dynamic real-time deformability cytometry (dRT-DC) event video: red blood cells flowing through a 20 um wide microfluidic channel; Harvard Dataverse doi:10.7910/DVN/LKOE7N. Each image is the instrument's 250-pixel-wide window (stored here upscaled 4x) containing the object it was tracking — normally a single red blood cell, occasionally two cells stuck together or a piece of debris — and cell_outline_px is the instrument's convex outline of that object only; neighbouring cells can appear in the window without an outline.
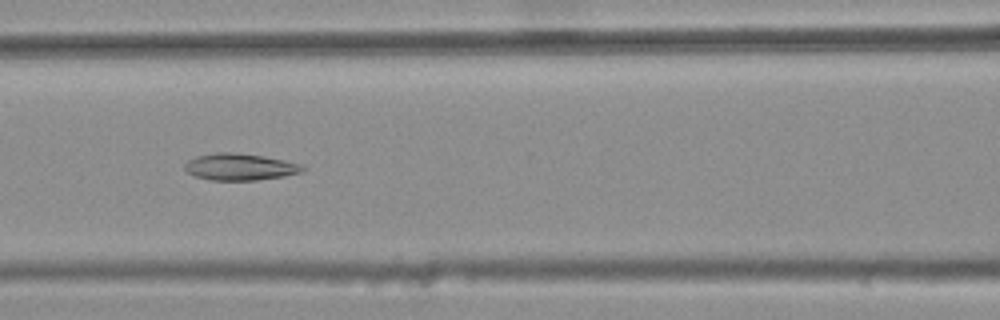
{"species": "common noctule bat (a hibernating species)", "species_latin": "Nyctalus noctula", "temperature_condition": "warm", "stored_images_in_passage": 42, "camera_frame_rate_fps": 3000, "um_per_image_px": 0.085, "animal": {"sex": "female", "body_mass_g": 25.1}, "frame": {"image": 1, "passage_image": 19, "time_ms": 6.0, "image_size_px": [1000, 320], "cell_outline_px": [[308, 168], [300, 172], [284, 176], [256, 180], [212, 180], [196, 176], [188, 172], [184, 168], [184, 164], [188, 160], [196, 156], [216, 152], [232, 152], [264, 156], [284, 160], [300, 164]], "centroid_in_image_um": [20.39, 14.18], "position_along_channel_um": 146.2, "area_um2": 18.32}}
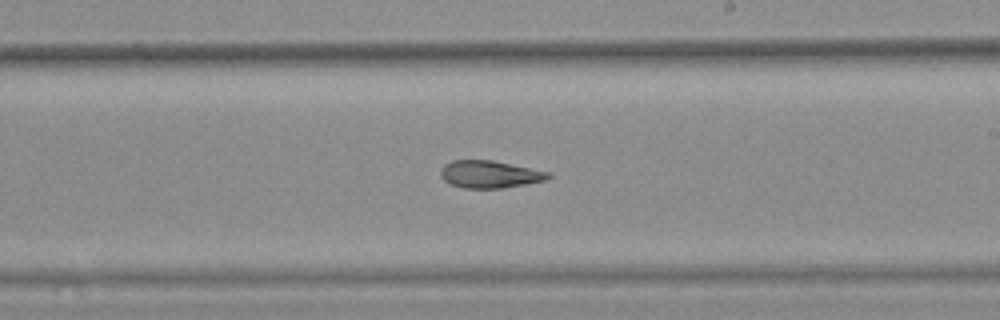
{"frame": {"image": 2, "passage_image": 27, "time_ms": 8.667, "image_size_px": [1000, 320], "cell_outline_px": [[552, 176], [544, 180], [504, 188], [464, 188], [452, 184], [444, 180], [440, 176], [440, 168], [444, 164], [452, 160], [492, 160], [552, 172]], "centroid_in_image_um": [41.62, 14.8], "position_along_channel_um": 247.4, "area_um2": 17.22}}
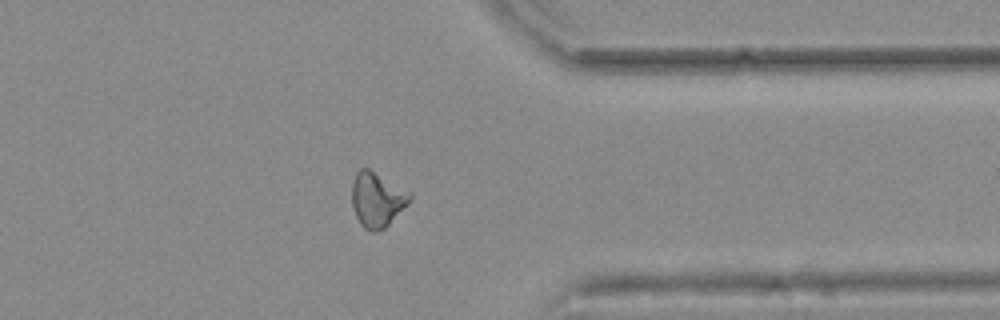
{"frame": {"image": 3, "passage_image": 38, "time_ms": 12.333, "image_size_px": [1000, 320], "cell_outline_px": [[412, 196], [388, 224], [384, 228], [376, 232], [368, 232], [360, 224], [356, 216], [352, 204], [352, 180], [356, 172], [360, 168], [368, 168], [412, 192]], "centroid_in_image_um": [32.01, 16.94], "position_along_channel_um": 379.4, "area_um2": 18.32}, "authors_computed_cell_mechanics": {"area_um2": 18.3226, "velocity_mm_per_s": 3.8008, "shape_relaxation_time_tau1_ms": null, "shape_relaxation_time_tau2_ms": 3.5293, "deformation_change_tau1": null, "deformation_change_tau2": 0.115}}